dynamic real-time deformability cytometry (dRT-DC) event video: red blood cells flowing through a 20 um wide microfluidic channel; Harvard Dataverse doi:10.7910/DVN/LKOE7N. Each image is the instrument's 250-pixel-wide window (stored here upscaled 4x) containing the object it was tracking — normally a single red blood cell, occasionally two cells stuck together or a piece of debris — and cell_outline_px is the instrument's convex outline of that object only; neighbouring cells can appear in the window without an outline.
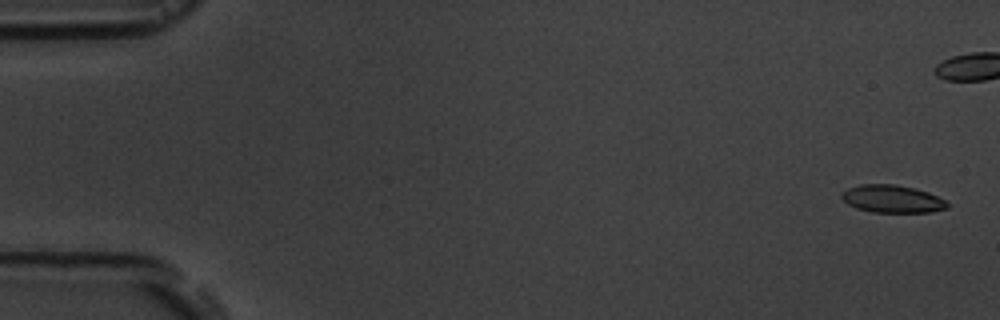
{"species": "common noctule bat (a hibernating species)", "species_latin": "Nyctalus noctula", "temperature_condition": "room temperature", "stored_images_in_passage": 6, "camera_frame_rate_fps": 3000, "um_per_image_px": 0.085, "animal": {"sex": "male", "body_mass_g": 19.5, "forearm_length_mm": 54.6}, "frame": {"image": 1, "passage_image": 1, "time_ms": 0.0, "image_size_px": [1000, 320], "cell_outline_px": [[948, 208], [932, 212], [872, 212], [856, 208], [848, 204], [840, 196], [840, 192], [848, 188], [860, 184], [896, 184], [916, 188], [928, 192], [944, 200], [948, 204]], "centroid_in_image_um": [75.82, 16.9], "position_along_channel_um": 9.2, "area_um2": 17.11}}
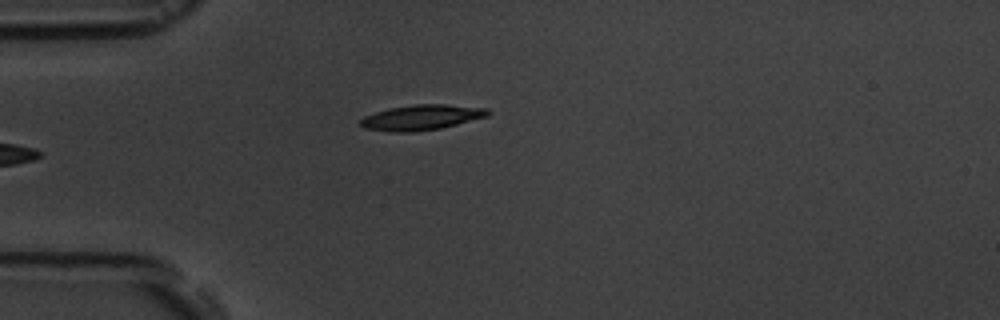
{"frame": {"image": 2, "passage_image": 6, "time_ms": 6.0, "image_size_px": [1000, 320], "cell_outline_px": [[488, 116], [440, 128], [412, 132], [388, 132], [364, 128], [360, 124], [360, 120], [364, 116], [388, 108], [416, 104], [444, 104], [488, 108]], "centroid_in_image_um": [35.79, 9.98], "position_along_channel_um": 49.2, "area_um2": 18.67}}